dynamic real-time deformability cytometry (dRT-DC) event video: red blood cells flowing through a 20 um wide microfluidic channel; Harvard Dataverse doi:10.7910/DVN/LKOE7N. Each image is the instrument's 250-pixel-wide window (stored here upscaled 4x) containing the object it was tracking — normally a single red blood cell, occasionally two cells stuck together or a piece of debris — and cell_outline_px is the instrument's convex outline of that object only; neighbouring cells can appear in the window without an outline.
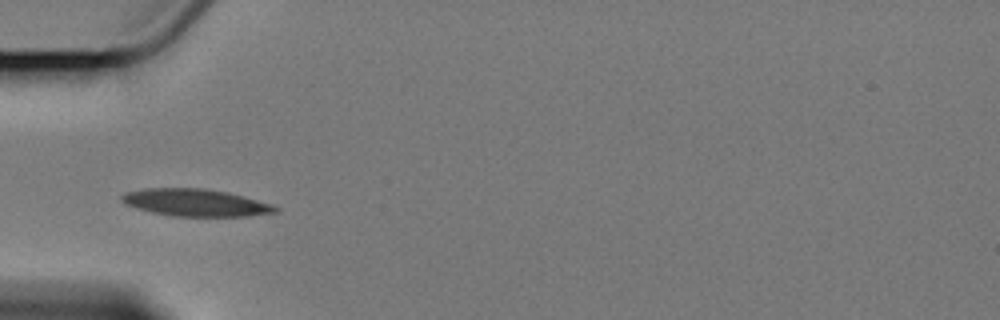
{"species": "Egyptian fruit bat (a non-hibernating species)", "species_latin": "Rousettus aegyptiacus", "temperature_condition": "cold", "stored_images_in_passage": 7, "camera_frame_rate_fps": 3000, "um_per_image_px": 0.085, "animal": {"sex": "female"}, "frame": {"image": 1, "passage_image": 4, "time_ms": 3.333, "image_size_px": [1000, 320], "cell_outline_px": [[280, 208], [276, 212], [248, 216], [172, 216], [152, 212], [136, 208], [124, 204], [120, 200], [120, 196], [124, 192], [144, 188], [204, 188], [228, 192], [272, 204]], "centroid_in_image_um": [16.58, 17.22], "position_along_channel_um": 68.4, "area_um2": 24.51}}
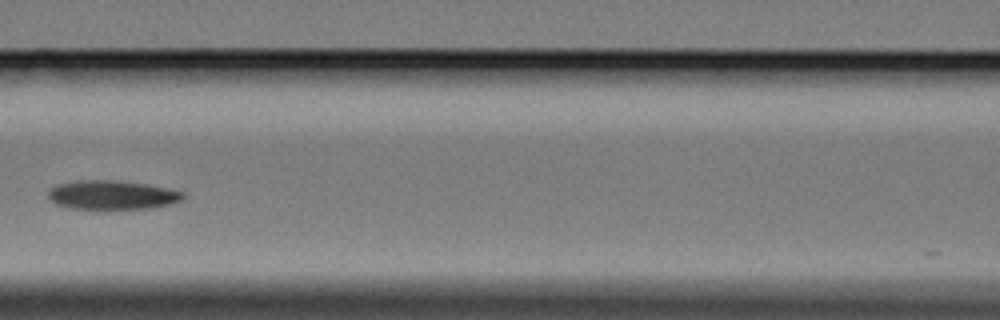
{"frame": {"image": 2, "passage_image": 6, "time_ms": 6.0, "image_size_px": [1000, 320], "cell_outline_px": [[184, 196], [180, 200], [172, 204], [152, 208], [108, 212], [96, 212], [72, 208], [56, 204], [48, 200], [48, 188], [56, 184], [76, 180], [120, 180], [148, 184], [168, 188], [184, 192]], "centroid_in_image_um": [9.48, 16.62], "position_along_channel_um": 157.1, "area_um2": 24.28}}
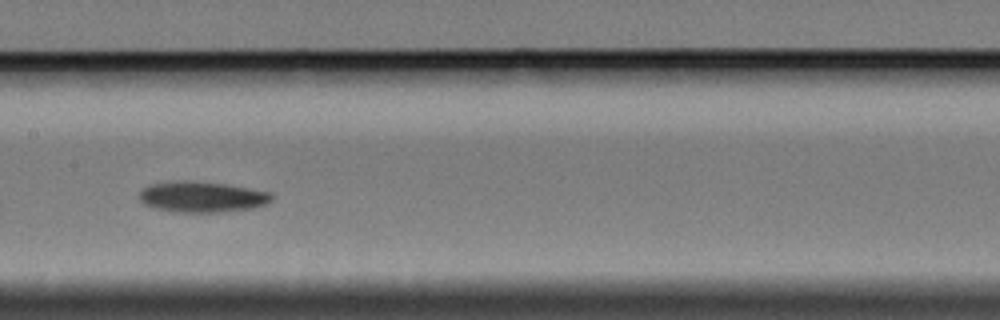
{"frame": {"image": 3, "passage_image": 7, "time_ms": 7.0, "image_size_px": [1000, 320], "cell_outline_px": [[272, 200], [264, 204], [252, 208], [224, 212], [172, 212], [152, 208], [144, 204], [140, 200], [140, 192], [148, 184], [176, 180], [184, 180], [224, 184], [248, 188], [268, 192], [272, 196]], "centroid_in_image_um": [17.1, 16.74], "position_along_channel_um": 190.3, "area_um2": 23.76}}